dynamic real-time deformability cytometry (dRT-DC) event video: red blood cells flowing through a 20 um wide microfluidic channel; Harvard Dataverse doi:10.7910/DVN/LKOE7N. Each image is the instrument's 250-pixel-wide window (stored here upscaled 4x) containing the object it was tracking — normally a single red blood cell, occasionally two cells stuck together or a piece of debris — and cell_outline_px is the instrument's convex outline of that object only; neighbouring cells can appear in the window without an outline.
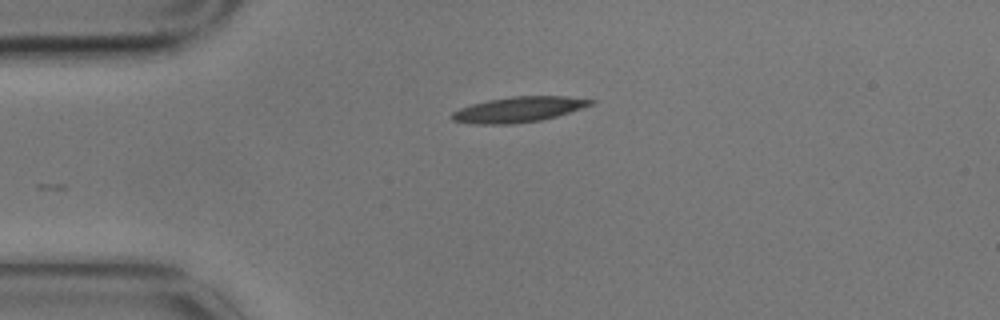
{"species": "common noctule bat (a hibernating species)", "species_latin": "Nyctalus noctula", "temperature_condition": "cold", "stored_images_in_passage": 3, "camera_frame_rate_fps": 3000, "um_per_image_px": 0.085, "animal": {"sex": "male", "body_mass_g": 17.9}, "frame": {"image": 1, "passage_image": 3, "time_ms": 0.667, "image_size_px": [1000, 320], "cell_outline_px": [[596, 100], [592, 104], [556, 116], [540, 120], [512, 124], [472, 124], [452, 120], [452, 112], [460, 108], [472, 104], [488, 100], [512, 96], [564, 96]], "centroid_in_image_um": [44.04, 9.3], "position_along_channel_um": 41.0, "area_um2": 20.29}}